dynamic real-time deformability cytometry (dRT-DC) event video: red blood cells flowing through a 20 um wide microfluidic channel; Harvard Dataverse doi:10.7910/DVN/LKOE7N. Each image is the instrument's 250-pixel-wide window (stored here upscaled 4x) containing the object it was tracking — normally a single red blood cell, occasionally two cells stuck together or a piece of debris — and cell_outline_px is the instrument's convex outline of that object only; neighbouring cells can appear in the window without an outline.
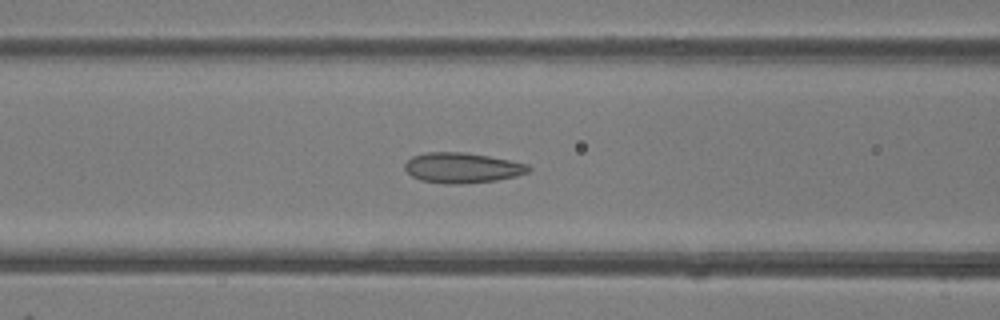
{"species": "common noctule bat (a hibernating species)", "species_latin": "Nyctalus noctula", "temperature_condition": "room temperature", "stored_images_in_passage": 49, "camera_frame_rate_fps": 3000, "um_per_image_px": 0.085, "animal": {"sex": "female"}, "frame": {"image": 1, "passage_image": 20, "time_ms": 6.333, "image_size_px": [1000, 320], "cell_outline_px": [[532, 168], [528, 172], [516, 176], [496, 180], [460, 184], [444, 184], [420, 180], [412, 176], [404, 168], [404, 164], [412, 156], [428, 152], [468, 152], [528, 164]], "centroid_in_image_um": [39.27, 14.26], "position_along_channel_um": 127.3, "area_um2": 21.85}}
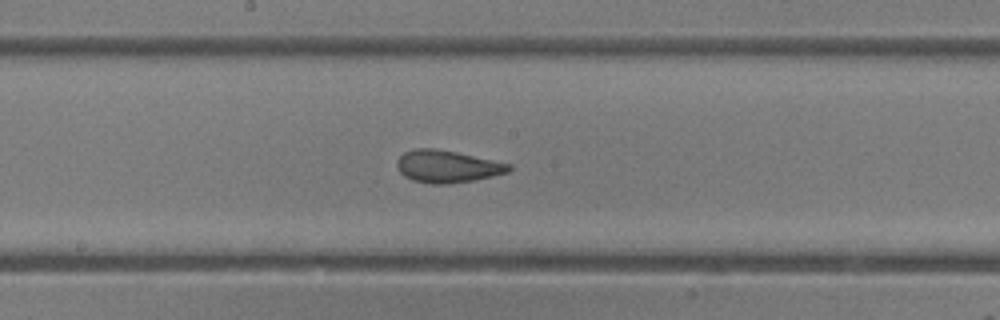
{"frame": {"image": 2, "passage_image": 26, "time_ms": 8.333, "image_size_px": [1000, 320], "cell_outline_px": [[512, 168], [508, 172], [476, 180], [448, 184], [432, 184], [412, 180], [404, 176], [396, 168], [396, 160], [404, 152], [416, 148], [436, 148], [456, 152], [512, 164]], "centroid_in_image_um": [38.0, 14.15], "position_along_channel_um": 210.2, "area_um2": 21.21}}
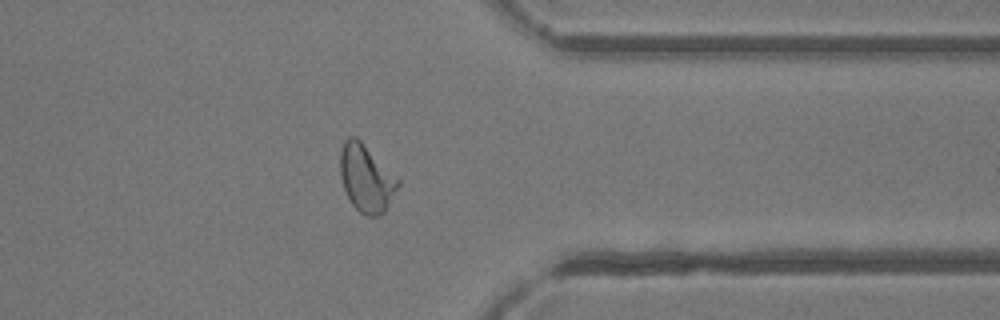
{"frame": {"image": 3, "passage_image": 39, "time_ms": 12.667, "image_size_px": [1000, 320], "cell_outline_px": [[400, 184], [384, 212], [380, 216], [368, 216], [360, 212], [352, 204], [344, 188], [340, 176], [340, 152], [344, 140], [348, 136], [356, 136], [400, 180]], "centroid_in_image_um": [31.12, 15.15], "position_along_channel_um": 380.3, "area_um2": 22.48}, "authors_computed_cell_mechanics": {"area_um2": 22.7154, "velocity_mm_per_s": 4.1348, "shape_relaxation_time_tau1_ms": 7.8555, "shape_relaxation_time_tau2_ms": 1.3893, "deformation_change_tau1": 0.2096, "deformation_change_tau2": 0.0644}}